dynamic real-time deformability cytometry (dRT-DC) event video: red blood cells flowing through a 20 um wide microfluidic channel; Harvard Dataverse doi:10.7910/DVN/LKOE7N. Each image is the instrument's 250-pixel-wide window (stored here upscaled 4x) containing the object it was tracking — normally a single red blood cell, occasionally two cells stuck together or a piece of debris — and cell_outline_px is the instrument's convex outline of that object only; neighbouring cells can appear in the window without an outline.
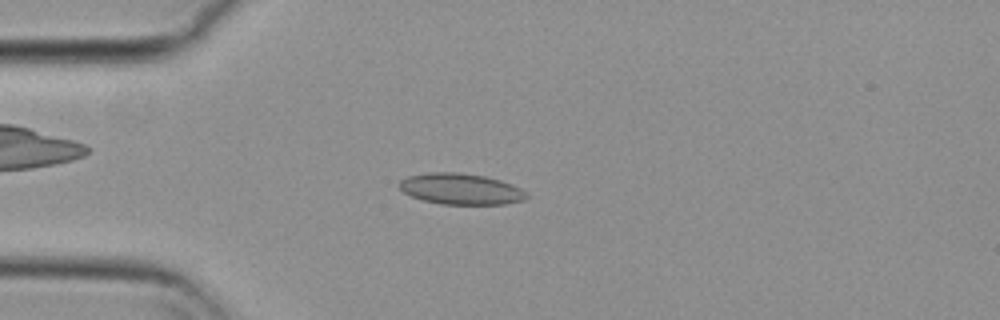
{"species": "common noctule bat (a hibernating species)", "species_latin": "Nyctalus noctula", "temperature_condition": "cold", "stored_images_in_passage": 44, "camera_frame_rate_fps": 3000, "um_per_image_px": 0.085, "animal": {"sex": "female", "body_mass_g": 29.2, "forearm_length_mm": 56.3}, "frame": {"image": 1, "passage_image": 3, "time_ms": 0.667, "image_size_px": [1000, 320], "cell_outline_px": [[528, 196], [524, 200], [504, 204], [440, 204], [424, 200], [412, 196], [404, 192], [396, 184], [400, 180], [408, 176], [428, 172], [460, 172], [484, 176], [500, 180], [512, 184], [528, 192]], "centroid_in_image_um": [39.17, 16.05], "position_along_channel_um": 45.8, "area_um2": 23.12}}
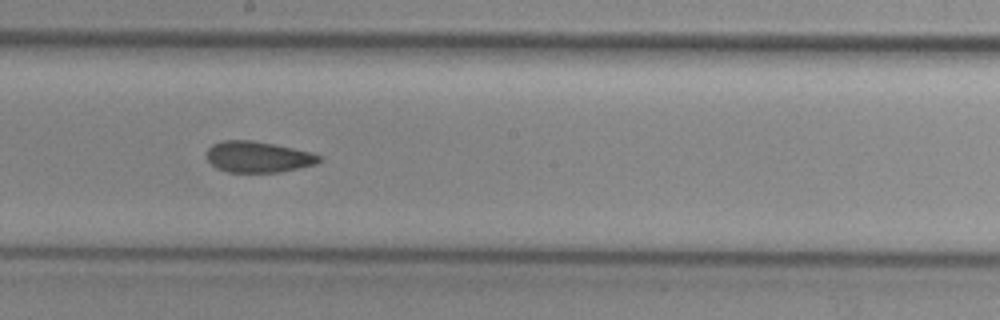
{"frame": {"image": 2, "passage_image": 19, "time_ms": 6.0, "image_size_px": [1000, 320], "cell_outline_px": [[320, 160], [316, 164], [300, 168], [280, 172], [228, 172], [216, 168], [208, 160], [208, 148], [212, 144], [224, 140], [252, 140], [312, 152], [320, 156]], "centroid_in_image_um": [21.93, 13.34], "position_along_channel_um": 226.3, "area_um2": 20.23}}
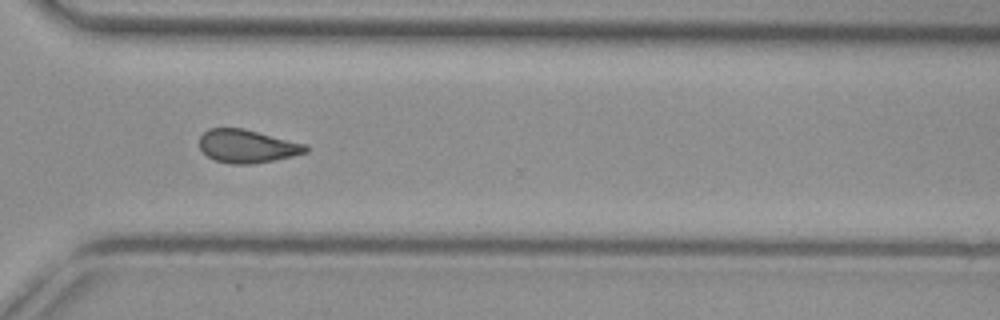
{"frame": {"image": 3, "passage_image": 29, "time_ms": 9.333, "image_size_px": [1000, 320], "cell_outline_px": [[308, 152], [292, 156], [252, 164], [232, 164], [216, 160], [208, 156], [200, 148], [200, 136], [208, 128], [244, 128], [308, 144]], "centroid_in_image_um": [21.04, 12.41], "position_along_channel_um": 349.6, "area_um2": 20.58}, "authors_computed_cell_mechanics": {"area_um2": 20.8947, "velocity_mm_per_s": 3.7033, "shape_relaxation_time_tau1_ms": null, "shape_relaxation_time_tau2_ms": 5.2671, "deformation_change_tau1": null, "deformation_change_tau2": 0.115}}